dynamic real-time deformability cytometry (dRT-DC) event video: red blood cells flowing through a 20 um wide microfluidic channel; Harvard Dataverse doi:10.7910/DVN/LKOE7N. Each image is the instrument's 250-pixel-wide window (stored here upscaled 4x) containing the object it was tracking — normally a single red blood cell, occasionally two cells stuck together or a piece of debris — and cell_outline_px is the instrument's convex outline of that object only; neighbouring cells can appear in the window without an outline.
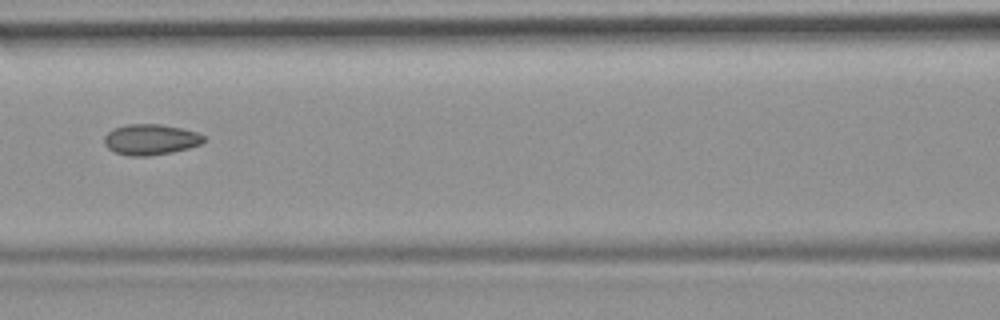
{"species": "common noctule bat (a hibernating species)", "species_latin": "Nyctalus noctula", "temperature_condition": "room temperature", "stored_images_in_passage": 8, "camera_frame_rate_fps": 3000, "um_per_image_px": 0.085, "animal": {"sex": "female", "body_mass_g": 19.9}, "frame": {"image": 1, "passage_image": 7, "time_ms": 8.0, "image_size_px": [1000, 320], "cell_outline_px": [[204, 140], [200, 144], [188, 148], [172, 152], [148, 156], [128, 156], [116, 152], [108, 148], [104, 144], [104, 136], [108, 132], [116, 128], [128, 124], [160, 124], [180, 128], [196, 132], [204, 136]], "centroid_in_image_um": [12.78, 11.86], "position_along_channel_um": 153.8, "area_um2": 17.63}}
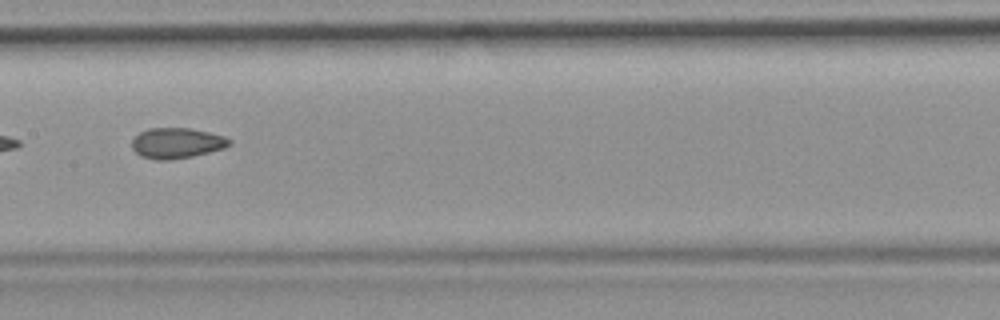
{"frame": {"image": 2, "passage_image": 8, "time_ms": 9.0, "image_size_px": [1000, 320], "cell_outline_px": [[232, 144], [224, 148], [192, 156], [172, 160], [156, 160], [140, 156], [132, 148], [132, 140], [140, 132], [148, 128], [188, 128], [208, 132], [224, 136], [232, 140]], "centroid_in_image_um": [15.02, 12.17], "position_along_channel_um": 192.4, "area_um2": 17.34}}